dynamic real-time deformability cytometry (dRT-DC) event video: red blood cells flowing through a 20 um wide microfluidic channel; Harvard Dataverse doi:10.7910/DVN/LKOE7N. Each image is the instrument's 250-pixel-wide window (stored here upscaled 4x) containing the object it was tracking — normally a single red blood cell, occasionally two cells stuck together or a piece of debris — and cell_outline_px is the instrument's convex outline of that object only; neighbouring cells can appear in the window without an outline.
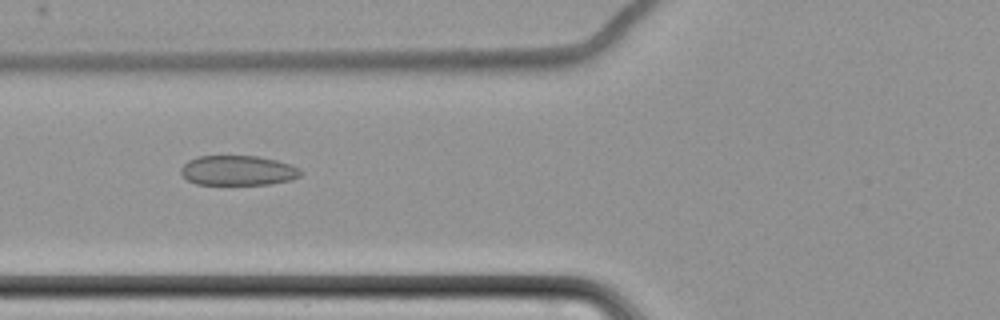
{"species": "common noctule bat (a hibernating species)", "species_latin": "Nyctalus noctula", "temperature_condition": "cold", "stored_images_in_passage": 9, "camera_frame_rate_fps": 3000, "um_per_image_px": 0.085, "animal": {"sex": "female", "body_mass_g": 22.7, "forearm_length_mm": 54.2}, "frame": {"image": 1, "passage_image": 8, "time_ms": 8.333, "image_size_px": [1000, 320], "cell_outline_px": [[300, 176], [292, 180], [268, 184], [196, 184], [188, 180], [180, 172], [180, 168], [188, 160], [200, 156], [260, 156], [292, 164], [300, 168]], "centroid_in_image_um": [20.24, 14.48], "position_along_channel_um": 105.6, "area_um2": 20.87}}
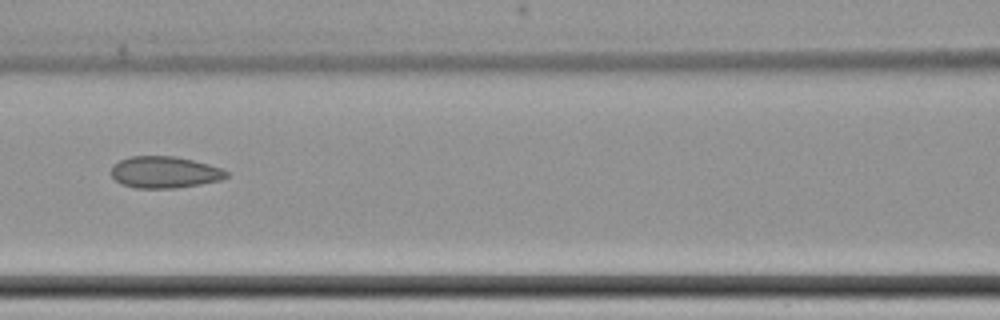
{"frame": {"image": 2, "passage_image": 9, "time_ms": 9.667, "image_size_px": [1000, 320], "cell_outline_px": [[228, 176], [220, 180], [200, 184], [176, 188], [136, 188], [120, 184], [112, 176], [112, 164], [120, 160], [132, 156], [176, 156], [224, 168], [228, 172]], "centroid_in_image_um": [14.0, 14.64], "position_along_channel_um": 152.6, "area_um2": 21.33}}